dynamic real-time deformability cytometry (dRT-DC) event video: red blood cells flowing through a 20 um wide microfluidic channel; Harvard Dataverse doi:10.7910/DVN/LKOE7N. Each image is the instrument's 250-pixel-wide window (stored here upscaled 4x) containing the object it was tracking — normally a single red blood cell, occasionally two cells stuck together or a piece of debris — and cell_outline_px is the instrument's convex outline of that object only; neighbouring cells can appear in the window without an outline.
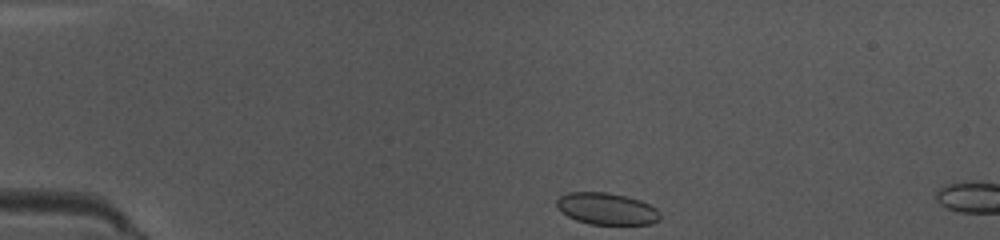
{"species": "common noctule bat (a hibernating species)", "species_latin": "Nyctalus noctula", "temperature_condition": "warm", "stored_images_in_passage": 4, "camera_frame_rate_fps": 3000, "um_per_image_px": 0.085, "animal": {"sex": "female", "body_mass_g": 10.0, "forearm_length_mm": 53.1}, "frame": {"image": 1, "passage_image": 1, "time_ms": 0.0, "image_size_px": [1000, 240], "cell_outline_px": [[660, 220], [652, 224], [588, 224], [576, 220], [568, 216], [556, 204], [556, 200], [560, 196], [568, 192], [608, 192], [640, 200], [656, 208], [660, 212]], "centroid_in_image_um": [51.59, 17.74], "position_along_channel_um": 33.4, "area_um2": 19.07}}